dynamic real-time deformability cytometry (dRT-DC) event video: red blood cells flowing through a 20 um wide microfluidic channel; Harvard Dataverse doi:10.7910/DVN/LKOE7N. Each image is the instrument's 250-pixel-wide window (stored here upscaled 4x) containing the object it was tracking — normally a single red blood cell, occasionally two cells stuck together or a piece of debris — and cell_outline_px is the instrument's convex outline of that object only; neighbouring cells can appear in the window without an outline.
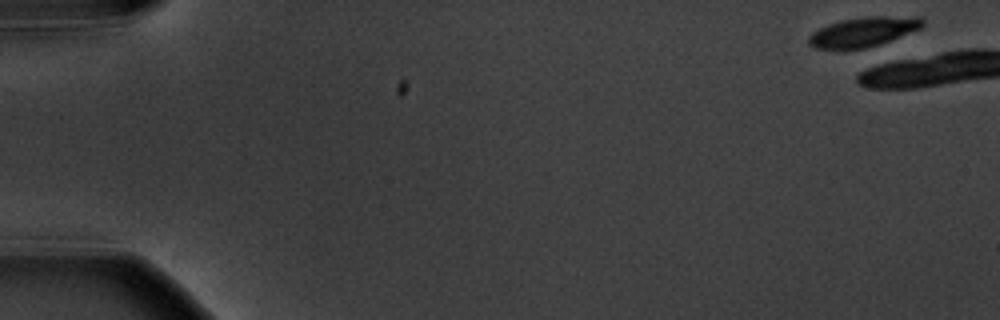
{"species": "common noctule bat (a hibernating species)", "species_latin": "Nyctalus noctula", "temperature_condition": "warm", "stored_images_in_passage": 7, "segment_of_instrument_passage": [2, 2], "camera_frame_rate_fps": 3000, "um_per_image_px": 0.085, "animal": {"sex": "male", "body_mass_g": 20.1, "forearm_length_mm": 53.5}, "frame": {"image": 1, "passage_image": 7, "time_ms": 7.0, "image_size_px": [1000, 320], "cell_outline_px": [[924, 24], [920, 28], [880, 44], [864, 48], [844, 52], [816, 48], [808, 44], [808, 36], [812, 32], [828, 24], [840, 20], [868, 16], [920, 16], [924, 20]], "centroid_in_image_um": [73.33, 2.73], "position_along_channel_um": 11.7, "area_um2": 20.17}}